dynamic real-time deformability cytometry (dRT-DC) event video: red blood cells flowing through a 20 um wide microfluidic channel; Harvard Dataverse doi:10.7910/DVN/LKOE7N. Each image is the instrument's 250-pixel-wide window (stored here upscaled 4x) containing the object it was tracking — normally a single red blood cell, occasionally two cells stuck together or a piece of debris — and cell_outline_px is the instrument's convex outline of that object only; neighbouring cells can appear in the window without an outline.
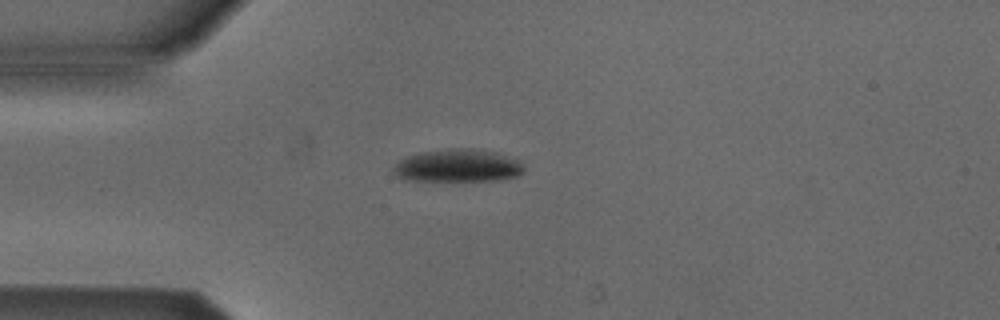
{"species": "Egyptian fruit bat (a non-hibernating species)", "species_latin": "Rousettus aegyptiacus", "temperature_condition": "cold", "stored_images_in_passage": 1, "camera_frame_rate_fps": 3000, "um_per_image_px": 0.085, "animal": {"sex": "male"}, "frame": {"image": 1, "passage_image": 1, "time_ms": 0.0, "image_size_px": [1000, 320], "cell_outline_px": [[524, 172], [516, 176], [500, 180], [408, 180], [396, 176], [392, 168], [400, 160], [408, 156], [424, 152], [460, 148], [468, 148], [496, 152], [520, 160], [524, 168]], "centroid_in_image_um": [38.96, 14.09], "position_along_channel_um": 46.0, "area_um2": 24.57}}